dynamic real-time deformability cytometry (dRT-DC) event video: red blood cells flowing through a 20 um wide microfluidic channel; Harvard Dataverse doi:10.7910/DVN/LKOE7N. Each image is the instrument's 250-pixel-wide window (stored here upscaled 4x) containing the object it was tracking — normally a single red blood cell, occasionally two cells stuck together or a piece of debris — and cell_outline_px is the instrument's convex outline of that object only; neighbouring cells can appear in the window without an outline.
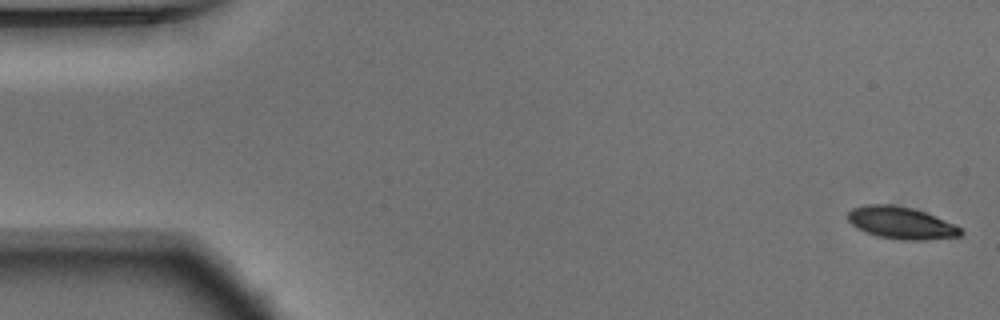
{"species": "Egyptian fruit bat (a non-hibernating species)", "species_latin": "Rousettus aegyptiacus", "temperature_condition": "warm", "stored_images_in_passage": 54, "camera_frame_rate_fps": 3000, "um_per_image_px": 0.085, "animal": {"sex": "male"}, "frame": {"image": 1, "passage_image": 1, "time_ms": 0.0, "image_size_px": [1000, 320], "cell_outline_px": [[964, 232], [960, 236], [928, 240], [900, 240], [876, 236], [856, 228], [848, 220], [848, 212], [852, 208], [864, 204], [892, 204], [912, 208], [924, 212], [956, 224]], "centroid_in_image_um": [76.59, 18.95], "position_along_channel_um": 8.4, "area_um2": 21.33}}
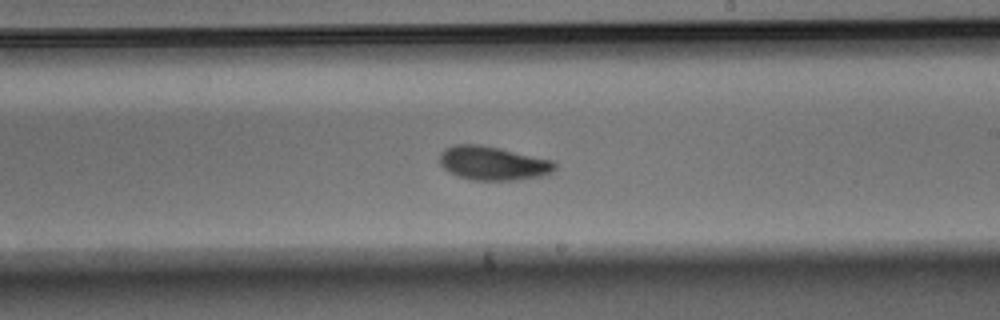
{"frame": {"image": 2, "passage_image": 31, "time_ms": 10.0, "image_size_px": [1000, 320], "cell_outline_px": [[556, 168], [552, 172], [540, 176], [516, 180], [472, 180], [456, 176], [448, 172], [440, 164], [440, 152], [444, 148], [456, 144], [480, 144], [500, 148], [556, 160]], "centroid_in_image_um": [41.91, 13.87], "position_along_channel_um": 247.1, "area_um2": 23.06}}
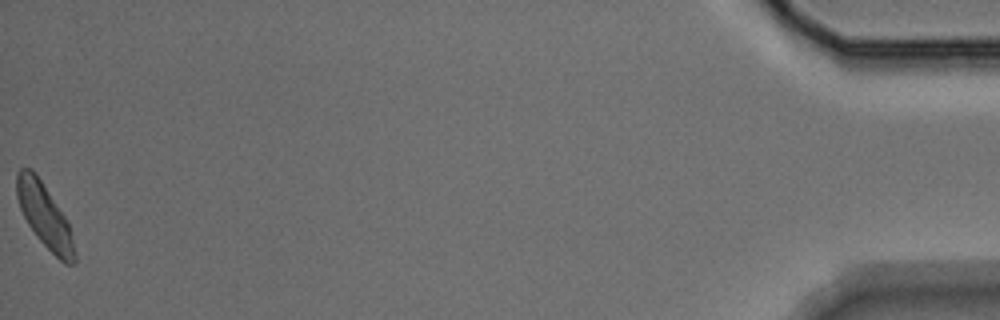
{"frame": {"image": 3, "passage_image": 54, "time_ms": 17.667, "image_size_px": [1000, 320], "cell_outline_px": [[76, 264], [64, 264], [36, 236], [28, 224], [20, 208], [16, 196], [16, 172], [20, 168], [32, 168], [36, 172], [64, 216], [68, 224], [76, 256]], "centroid_in_image_um": [3.76, 18.31], "position_along_channel_um": 431.4, "area_um2": 21.21}, "authors_computed_cell_mechanics": {"area_um2": 22.1663, "velocity_mm_per_s": 3.719, "shape_relaxation_time_tau1_ms": 2.8233, "shape_relaxation_time_tau2_ms": 3.1004, "deformation_change_tau1": 0.1253, "deformation_change_tau2": 0.0869}}